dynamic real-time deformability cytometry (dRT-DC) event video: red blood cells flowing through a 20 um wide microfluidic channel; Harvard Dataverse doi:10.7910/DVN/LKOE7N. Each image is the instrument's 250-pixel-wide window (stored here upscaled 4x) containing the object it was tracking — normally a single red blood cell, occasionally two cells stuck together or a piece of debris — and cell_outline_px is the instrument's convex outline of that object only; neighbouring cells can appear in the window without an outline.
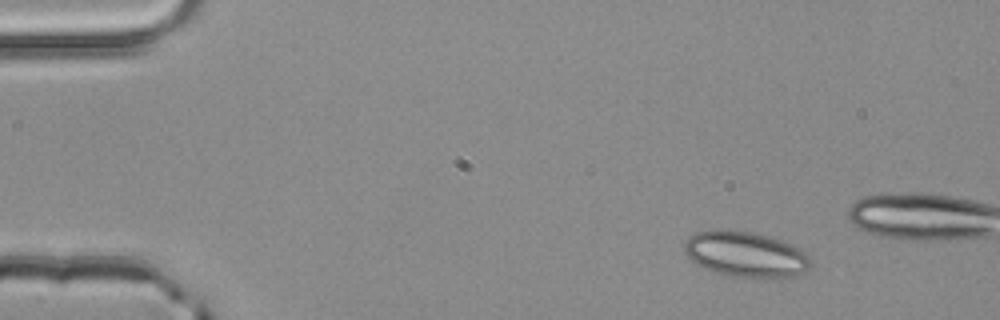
{"species": "common noctule bat (a hibernating species)", "species_latin": "Nyctalus noctula", "temperature_condition": "room temperature", "stored_images_in_passage": 10, "camera_frame_rate_fps": 3000, "um_per_image_px": 0.085, "animal": {"sex": "male", "body_mass_g": 20.4}, "frame": {"image": 1, "passage_image": 1, "time_ms": 0.0, "image_size_px": [1000, 320], "cell_outline_px": [[812, 264], [804, 272], [792, 276], [764, 280], [760, 280], [728, 276], [712, 272], [696, 264], [684, 252], [684, 240], [688, 236], [696, 232], [712, 228], [720, 228], [752, 232], [768, 236], [792, 244], [800, 248], [812, 260]], "centroid_in_image_um": [63.35, 21.63], "position_along_channel_um": 21.6, "area_um2": 34.62}}